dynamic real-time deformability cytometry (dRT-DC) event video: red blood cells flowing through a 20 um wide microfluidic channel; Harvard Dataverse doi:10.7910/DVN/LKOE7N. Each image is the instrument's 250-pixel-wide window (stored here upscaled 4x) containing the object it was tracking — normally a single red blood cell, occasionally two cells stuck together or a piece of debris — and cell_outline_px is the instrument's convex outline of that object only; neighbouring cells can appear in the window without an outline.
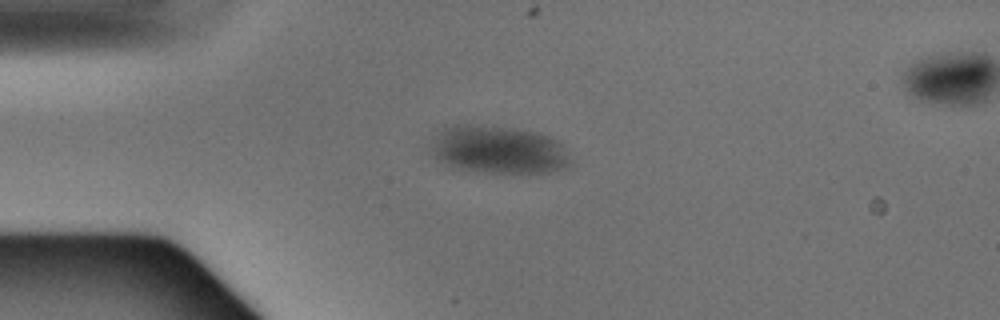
{"species": "Egyptian fruit bat (a non-hibernating species)", "species_latin": "Rousettus aegyptiacus", "temperature_condition": "warm", "stored_images_in_passage": 5, "camera_frame_rate_fps": 3000, "um_per_image_px": 0.085, "animal": {"sex": "male"}, "frame": {"image": 1, "passage_image": 4, "time_ms": 1.0, "image_size_px": [1000, 320], "cell_outline_px": [[572, 168], [548, 172], [484, 172], [448, 168], [436, 160], [432, 156], [432, 140], [436, 132], [444, 124], [472, 124], [512, 128], [536, 132], [560, 140], [572, 160]], "centroid_in_image_um": [42.33, 12.72], "position_along_channel_um": 42.7, "area_um2": 40.06}}